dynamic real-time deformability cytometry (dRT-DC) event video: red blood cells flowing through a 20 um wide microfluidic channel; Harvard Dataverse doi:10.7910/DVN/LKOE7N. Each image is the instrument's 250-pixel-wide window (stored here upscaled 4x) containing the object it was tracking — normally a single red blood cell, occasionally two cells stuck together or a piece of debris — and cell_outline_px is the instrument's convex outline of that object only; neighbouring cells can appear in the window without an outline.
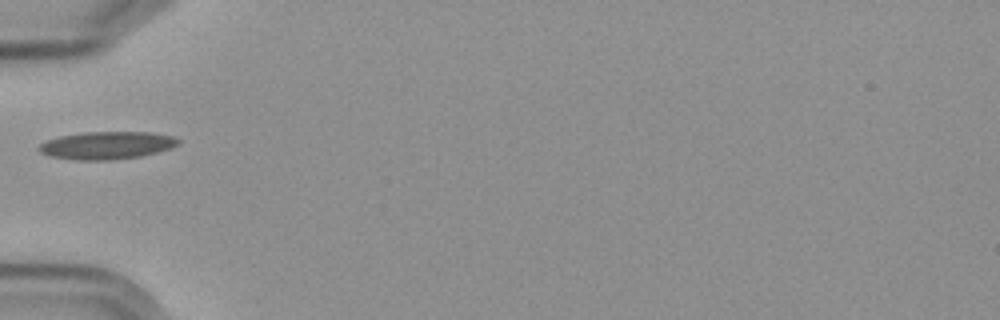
{"species": "Egyptian fruit bat (a non-hibernating species)", "species_latin": "Rousettus aegyptiacus", "temperature_condition": "cold", "stored_images_in_passage": 2, "camera_frame_rate_fps": 3000, "um_per_image_px": 0.085, "frame": {"image": 1, "passage_image": 1, "time_ms": 0.0, "image_size_px": [1000, 320], "cell_outline_px": [[180, 144], [156, 152], [140, 156], [112, 160], [76, 160], [52, 156], [40, 152], [36, 148], [40, 144], [48, 140], [60, 136], [84, 132], [152, 132], [176, 136], [180, 140]], "centroid_in_image_um": [9.1, 12.34], "position_along_channel_um": 75.9, "area_um2": 22.43}}
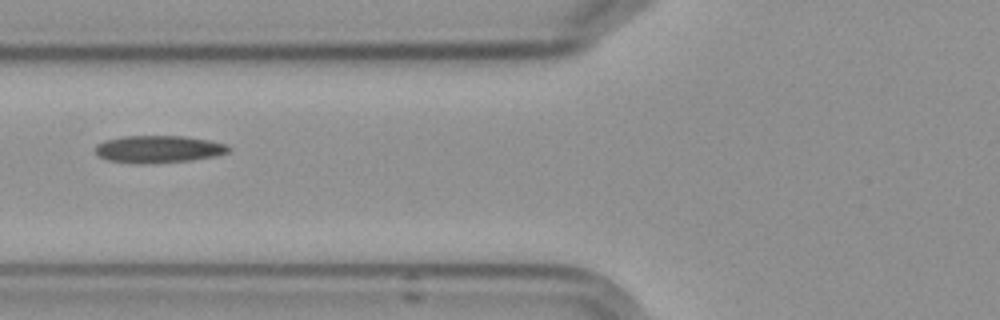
{"frame": {"image": 2, "passage_image": 2, "time_ms": 1.0, "image_size_px": [1000, 320], "cell_outline_px": [[232, 148], [228, 152], [216, 156], [192, 160], [108, 160], [100, 156], [96, 152], [96, 144], [104, 140], [124, 136], [184, 136], [208, 140], [228, 144]], "centroid_in_image_um": [13.57, 12.61], "position_along_channel_um": 112.2, "area_um2": 20.0}}